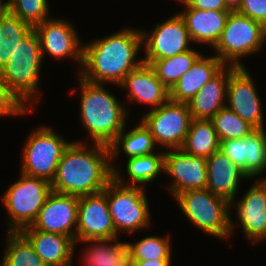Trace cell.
I'll list each match as a JSON object with an SVG mask.
<instances>
[{"label": "cell", "instance_id": "obj_41", "mask_svg": "<svg viewBox=\"0 0 266 266\" xmlns=\"http://www.w3.org/2000/svg\"><path fill=\"white\" fill-rule=\"evenodd\" d=\"M0 264H1L0 266H5V263L3 260H1Z\"/></svg>", "mask_w": 266, "mask_h": 266}, {"label": "cell", "instance_id": "obj_2", "mask_svg": "<svg viewBox=\"0 0 266 266\" xmlns=\"http://www.w3.org/2000/svg\"><path fill=\"white\" fill-rule=\"evenodd\" d=\"M72 141L51 182L52 191L75 196L102 192L113 179L110 148L101 143Z\"/></svg>", "mask_w": 266, "mask_h": 266}, {"label": "cell", "instance_id": "obj_4", "mask_svg": "<svg viewBox=\"0 0 266 266\" xmlns=\"http://www.w3.org/2000/svg\"><path fill=\"white\" fill-rule=\"evenodd\" d=\"M42 63L40 39L33 29L21 40L0 71V78L27 108L41 100L39 81Z\"/></svg>", "mask_w": 266, "mask_h": 266}, {"label": "cell", "instance_id": "obj_18", "mask_svg": "<svg viewBox=\"0 0 266 266\" xmlns=\"http://www.w3.org/2000/svg\"><path fill=\"white\" fill-rule=\"evenodd\" d=\"M219 150L243 170L251 179L266 172V132L255 129L240 139L220 141Z\"/></svg>", "mask_w": 266, "mask_h": 266}, {"label": "cell", "instance_id": "obj_12", "mask_svg": "<svg viewBox=\"0 0 266 266\" xmlns=\"http://www.w3.org/2000/svg\"><path fill=\"white\" fill-rule=\"evenodd\" d=\"M238 202L233 200L230 209H235V223L231 217L230 233L234 226H241L244 237L253 245L266 240V177L256 178V181ZM234 205V206H233Z\"/></svg>", "mask_w": 266, "mask_h": 266}, {"label": "cell", "instance_id": "obj_7", "mask_svg": "<svg viewBox=\"0 0 266 266\" xmlns=\"http://www.w3.org/2000/svg\"><path fill=\"white\" fill-rule=\"evenodd\" d=\"M51 191L49 181L20 172L19 179L1 197L8 215L6 232H20L32 226Z\"/></svg>", "mask_w": 266, "mask_h": 266}, {"label": "cell", "instance_id": "obj_5", "mask_svg": "<svg viewBox=\"0 0 266 266\" xmlns=\"http://www.w3.org/2000/svg\"><path fill=\"white\" fill-rule=\"evenodd\" d=\"M184 216L197 229L219 239L231 236L230 202L208 189L188 190L175 198Z\"/></svg>", "mask_w": 266, "mask_h": 266}, {"label": "cell", "instance_id": "obj_20", "mask_svg": "<svg viewBox=\"0 0 266 266\" xmlns=\"http://www.w3.org/2000/svg\"><path fill=\"white\" fill-rule=\"evenodd\" d=\"M20 233L47 266H73L75 241L66 235L43 232L26 227Z\"/></svg>", "mask_w": 266, "mask_h": 266}, {"label": "cell", "instance_id": "obj_36", "mask_svg": "<svg viewBox=\"0 0 266 266\" xmlns=\"http://www.w3.org/2000/svg\"><path fill=\"white\" fill-rule=\"evenodd\" d=\"M238 12L266 28V0H243Z\"/></svg>", "mask_w": 266, "mask_h": 266}, {"label": "cell", "instance_id": "obj_33", "mask_svg": "<svg viewBox=\"0 0 266 266\" xmlns=\"http://www.w3.org/2000/svg\"><path fill=\"white\" fill-rule=\"evenodd\" d=\"M210 120L220 141L244 138L255 130L227 107L220 109Z\"/></svg>", "mask_w": 266, "mask_h": 266}, {"label": "cell", "instance_id": "obj_17", "mask_svg": "<svg viewBox=\"0 0 266 266\" xmlns=\"http://www.w3.org/2000/svg\"><path fill=\"white\" fill-rule=\"evenodd\" d=\"M78 202V196L51 191L32 227L43 232L70 236L75 241Z\"/></svg>", "mask_w": 266, "mask_h": 266}, {"label": "cell", "instance_id": "obj_13", "mask_svg": "<svg viewBox=\"0 0 266 266\" xmlns=\"http://www.w3.org/2000/svg\"><path fill=\"white\" fill-rule=\"evenodd\" d=\"M253 77L245 67L229 65L226 107L254 129H264L261 99Z\"/></svg>", "mask_w": 266, "mask_h": 266}, {"label": "cell", "instance_id": "obj_1", "mask_svg": "<svg viewBox=\"0 0 266 266\" xmlns=\"http://www.w3.org/2000/svg\"><path fill=\"white\" fill-rule=\"evenodd\" d=\"M89 43V44H88ZM83 45V62L78 75L91 83L119 85L143 63L137 59L142 47L141 29L125 28Z\"/></svg>", "mask_w": 266, "mask_h": 266}, {"label": "cell", "instance_id": "obj_8", "mask_svg": "<svg viewBox=\"0 0 266 266\" xmlns=\"http://www.w3.org/2000/svg\"><path fill=\"white\" fill-rule=\"evenodd\" d=\"M31 131L21 149L20 172L51 183L59 161L71 141L55 132L51 126L41 125Z\"/></svg>", "mask_w": 266, "mask_h": 266}, {"label": "cell", "instance_id": "obj_25", "mask_svg": "<svg viewBox=\"0 0 266 266\" xmlns=\"http://www.w3.org/2000/svg\"><path fill=\"white\" fill-rule=\"evenodd\" d=\"M111 240H85L81 258L84 266H131L130 250L127 242ZM113 243V244H112ZM89 246V247H88Z\"/></svg>", "mask_w": 266, "mask_h": 266}, {"label": "cell", "instance_id": "obj_38", "mask_svg": "<svg viewBox=\"0 0 266 266\" xmlns=\"http://www.w3.org/2000/svg\"><path fill=\"white\" fill-rule=\"evenodd\" d=\"M171 259L131 260V266H171Z\"/></svg>", "mask_w": 266, "mask_h": 266}, {"label": "cell", "instance_id": "obj_29", "mask_svg": "<svg viewBox=\"0 0 266 266\" xmlns=\"http://www.w3.org/2000/svg\"><path fill=\"white\" fill-rule=\"evenodd\" d=\"M34 28L8 12L0 19V71L14 54L21 40Z\"/></svg>", "mask_w": 266, "mask_h": 266}, {"label": "cell", "instance_id": "obj_39", "mask_svg": "<svg viewBox=\"0 0 266 266\" xmlns=\"http://www.w3.org/2000/svg\"><path fill=\"white\" fill-rule=\"evenodd\" d=\"M227 8L230 11H238L243 0H224Z\"/></svg>", "mask_w": 266, "mask_h": 266}, {"label": "cell", "instance_id": "obj_16", "mask_svg": "<svg viewBox=\"0 0 266 266\" xmlns=\"http://www.w3.org/2000/svg\"><path fill=\"white\" fill-rule=\"evenodd\" d=\"M164 174L173 179L167 187L173 198L184 191L206 189V157L189 155L182 149L165 150Z\"/></svg>", "mask_w": 266, "mask_h": 266}, {"label": "cell", "instance_id": "obj_23", "mask_svg": "<svg viewBox=\"0 0 266 266\" xmlns=\"http://www.w3.org/2000/svg\"><path fill=\"white\" fill-rule=\"evenodd\" d=\"M225 64L216 56L201 54L170 90V100L188 103Z\"/></svg>", "mask_w": 266, "mask_h": 266}, {"label": "cell", "instance_id": "obj_22", "mask_svg": "<svg viewBox=\"0 0 266 266\" xmlns=\"http://www.w3.org/2000/svg\"><path fill=\"white\" fill-rule=\"evenodd\" d=\"M179 2L184 7L179 14L186 24L192 42L209 45L213 49L221 37L230 11L198 10L191 8L184 0Z\"/></svg>", "mask_w": 266, "mask_h": 266}, {"label": "cell", "instance_id": "obj_27", "mask_svg": "<svg viewBox=\"0 0 266 266\" xmlns=\"http://www.w3.org/2000/svg\"><path fill=\"white\" fill-rule=\"evenodd\" d=\"M159 151L127 159L125 167L127 182L124 181L119 167L113 171V178L121 185L146 187L147 184L157 180L161 172H164V152Z\"/></svg>", "mask_w": 266, "mask_h": 266}, {"label": "cell", "instance_id": "obj_15", "mask_svg": "<svg viewBox=\"0 0 266 266\" xmlns=\"http://www.w3.org/2000/svg\"><path fill=\"white\" fill-rule=\"evenodd\" d=\"M117 238L109 211L107 195L102 191L79 197L75 244L85 240Z\"/></svg>", "mask_w": 266, "mask_h": 266}, {"label": "cell", "instance_id": "obj_32", "mask_svg": "<svg viewBox=\"0 0 266 266\" xmlns=\"http://www.w3.org/2000/svg\"><path fill=\"white\" fill-rule=\"evenodd\" d=\"M170 235L146 236L135 243H128L131 260L172 259Z\"/></svg>", "mask_w": 266, "mask_h": 266}, {"label": "cell", "instance_id": "obj_10", "mask_svg": "<svg viewBox=\"0 0 266 266\" xmlns=\"http://www.w3.org/2000/svg\"><path fill=\"white\" fill-rule=\"evenodd\" d=\"M141 118L157 146L167 150L182 148L192 121L188 103L170 99L158 108L144 112Z\"/></svg>", "mask_w": 266, "mask_h": 266}, {"label": "cell", "instance_id": "obj_9", "mask_svg": "<svg viewBox=\"0 0 266 266\" xmlns=\"http://www.w3.org/2000/svg\"><path fill=\"white\" fill-rule=\"evenodd\" d=\"M103 192L107 195L117 238L122 232L134 234L150 226L152 218L145 188L121 185L113 178Z\"/></svg>", "mask_w": 266, "mask_h": 266}, {"label": "cell", "instance_id": "obj_37", "mask_svg": "<svg viewBox=\"0 0 266 266\" xmlns=\"http://www.w3.org/2000/svg\"><path fill=\"white\" fill-rule=\"evenodd\" d=\"M191 8L198 10L230 11L224 0H184Z\"/></svg>", "mask_w": 266, "mask_h": 266}, {"label": "cell", "instance_id": "obj_28", "mask_svg": "<svg viewBox=\"0 0 266 266\" xmlns=\"http://www.w3.org/2000/svg\"><path fill=\"white\" fill-rule=\"evenodd\" d=\"M220 140L211 120L192 119L182 150L193 156L210 157L219 150Z\"/></svg>", "mask_w": 266, "mask_h": 266}, {"label": "cell", "instance_id": "obj_31", "mask_svg": "<svg viewBox=\"0 0 266 266\" xmlns=\"http://www.w3.org/2000/svg\"><path fill=\"white\" fill-rule=\"evenodd\" d=\"M5 266H47L20 232H7Z\"/></svg>", "mask_w": 266, "mask_h": 266}, {"label": "cell", "instance_id": "obj_11", "mask_svg": "<svg viewBox=\"0 0 266 266\" xmlns=\"http://www.w3.org/2000/svg\"><path fill=\"white\" fill-rule=\"evenodd\" d=\"M143 63L151 64L155 60L165 59L193 48L186 24L179 13L156 23L151 31L142 30Z\"/></svg>", "mask_w": 266, "mask_h": 266}, {"label": "cell", "instance_id": "obj_21", "mask_svg": "<svg viewBox=\"0 0 266 266\" xmlns=\"http://www.w3.org/2000/svg\"><path fill=\"white\" fill-rule=\"evenodd\" d=\"M207 184L206 189L230 203L236 199L240 180L250 179L236 163L231 161L220 150L206 158Z\"/></svg>", "mask_w": 266, "mask_h": 266}, {"label": "cell", "instance_id": "obj_3", "mask_svg": "<svg viewBox=\"0 0 266 266\" xmlns=\"http://www.w3.org/2000/svg\"><path fill=\"white\" fill-rule=\"evenodd\" d=\"M78 88L70 91L80 92V120L89 134L92 143L110 145L117 135L126 128L129 117L127 105L107 91L105 84L91 83L77 75Z\"/></svg>", "mask_w": 266, "mask_h": 266}, {"label": "cell", "instance_id": "obj_6", "mask_svg": "<svg viewBox=\"0 0 266 266\" xmlns=\"http://www.w3.org/2000/svg\"><path fill=\"white\" fill-rule=\"evenodd\" d=\"M265 33L266 28L261 23L238 11H230L221 37L212 50L225 65L245 67L241 59L263 50Z\"/></svg>", "mask_w": 266, "mask_h": 266}, {"label": "cell", "instance_id": "obj_26", "mask_svg": "<svg viewBox=\"0 0 266 266\" xmlns=\"http://www.w3.org/2000/svg\"><path fill=\"white\" fill-rule=\"evenodd\" d=\"M137 125L130 131L128 130V132H125L126 129L124 128L109 145L112 171L117 168L114 164V159L120 157L121 151H123L127 159L146 156L156 152L154 150L157 144L149 129L141 120ZM121 148L122 150H120Z\"/></svg>", "mask_w": 266, "mask_h": 266}, {"label": "cell", "instance_id": "obj_24", "mask_svg": "<svg viewBox=\"0 0 266 266\" xmlns=\"http://www.w3.org/2000/svg\"><path fill=\"white\" fill-rule=\"evenodd\" d=\"M229 65H225L188 102L192 119L210 120L220 109L226 107Z\"/></svg>", "mask_w": 266, "mask_h": 266}, {"label": "cell", "instance_id": "obj_19", "mask_svg": "<svg viewBox=\"0 0 266 266\" xmlns=\"http://www.w3.org/2000/svg\"><path fill=\"white\" fill-rule=\"evenodd\" d=\"M126 90L129 103H142L155 109L170 99V90L157 78L153 68L146 63L129 72L117 85Z\"/></svg>", "mask_w": 266, "mask_h": 266}, {"label": "cell", "instance_id": "obj_14", "mask_svg": "<svg viewBox=\"0 0 266 266\" xmlns=\"http://www.w3.org/2000/svg\"><path fill=\"white\" fill-rule=\"evenodd\" d=\"M70 20L64 18H50L37 24L34 30L37 32L43 60L45 54L56 60L72 59L82 67L83 43L77 33V28Z\"/></svg>", "mask_w": 266, "mask_h": 266}, {"label": "cell", "instance_id": "obj_35", "mask_svg": "<svg viewBox=\"0 0 266 266\" xmlns=\"http://www.w3.org/2000/svg\"><path fill=\"white\" fill-rule=\"evenodd\" d=\"M33 107L27 108L19 98L9 89L8 85L0 78V117L16 115L22 116L33 112ZM32 110V111H31Z\"/></svg>", "mask_w": 266, "mask_h": 266}, {"label": "cell", "instance_id": "obj_34", "mask_svg": "<svg viewBox=\"0 0 266 266\" xmlns=\"http://www.w3.org/2000/svg\"><path fill=\"white\" fill-rule=\"evenodd\" d=\"M9 12L30 24L33 28L50 18L48 0H7Z\"/></svg>", "mask_w": 266, "mask_h": 266}, {"label": "cell", "instance_id": "obj_30", "mask_svg": "<svg viewBox=\"0 0 266 266\" xmlns=\"http://www.w3.org/2000/svg\"><path fill=\"white\" fill-rule=\"evenodd\" d=\"M202 53L197 49H190L184 53L153 61L150 66L157 78L169 89L177 83L179 78L187 72Z\"/></svg>", "mask_w": 266, "mask_h": 266}, {"label": "cell", "instance_id": "obj_40", "mask_svg": "<svg viewBox=\"0 0 266 266\" xmlns=\"http://www.w3.org/2000/svg\"><path fill=\"white\" fill-rule=\"evenodd\" d=\"M9 12L8 1L0 0V19Z\"/></svg>", "mask_w": 266, "mask_h": 266}]
</instances>
